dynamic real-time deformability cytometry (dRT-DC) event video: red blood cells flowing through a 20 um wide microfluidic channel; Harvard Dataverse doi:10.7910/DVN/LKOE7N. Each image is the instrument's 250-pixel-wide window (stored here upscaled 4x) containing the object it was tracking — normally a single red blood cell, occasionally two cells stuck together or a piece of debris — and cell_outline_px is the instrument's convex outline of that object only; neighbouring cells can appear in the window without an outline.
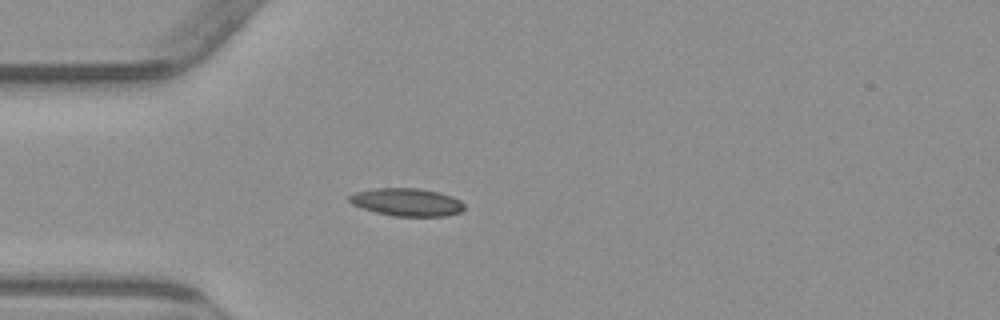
{"species": "common noctule bat (a hibernating species)", "species_latin": "Nyctalus noctula", "temperature_condition": "warm", "stored_images_in_passage": 3, "camera_frame_rate_fps": 3000, "um_per_image_px": 0.085, "animal": {"sex": "male", "body_mass_g": 23.1, "forearm_length_mm": 52.7}, "frame": {"image": 1, "passage_image": 2, "time_ms": 1.333, "image_size_px": [1000, 320], "cell_outline_px": [[464, 208], [460, 212], [444, 216], [392, 216], [376, 212], [352, 204], [348, 200], [348, 196], [356, 192], [376, 188], [416, 188], [440, 192], [452, 196], [460, 200], [464, 204]], "centroid_in_image_um": [34.59, 17.18], "position_along_channel_um": 50.4, "area_um2": 18.55}}